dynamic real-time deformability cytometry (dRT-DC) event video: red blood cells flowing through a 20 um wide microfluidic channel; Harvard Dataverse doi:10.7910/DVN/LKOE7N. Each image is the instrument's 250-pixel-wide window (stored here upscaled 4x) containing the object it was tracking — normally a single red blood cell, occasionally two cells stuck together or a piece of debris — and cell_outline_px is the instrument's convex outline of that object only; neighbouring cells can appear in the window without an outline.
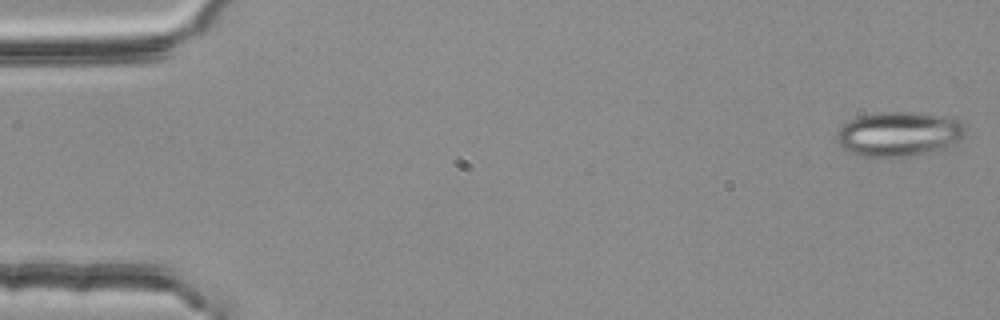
{"species": "common noctule bat (a hibernating species)", "species_latin": "Nyctalus noctula", "temperature_condition": "room temperature", "stored_images_in_passage": 4, "camera_frame_rate_fps": 3000, "um_per_image_px": 0.085, "animal": {"sex": "female", "body_mass_g": 25.1}, "frame": {"image": 1, "passage_image": 1, "time_ms": 0.0, "image_size_px": [1000, 320], "cell_outline_px": [[964, 136], [944, 148], [912, 156], [860, 156], [848, 152], [836, 140], [836, 132], [844, 124], [856, 116], [876, 112], [912, 112], [960, 120], [964, 124]], "centroid_in_image_um": [76.35, 11.38], "position_along_channel_um": 8.7, "area_um2": 33.12}}